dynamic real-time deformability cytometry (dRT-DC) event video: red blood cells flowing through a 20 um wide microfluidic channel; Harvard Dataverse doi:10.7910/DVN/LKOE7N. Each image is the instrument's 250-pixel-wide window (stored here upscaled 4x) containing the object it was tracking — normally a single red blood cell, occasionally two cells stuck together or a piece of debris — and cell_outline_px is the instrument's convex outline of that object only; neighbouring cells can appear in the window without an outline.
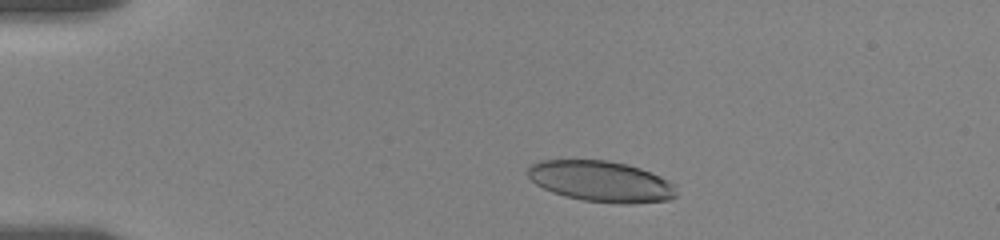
{"species": "human", "species_latin": "Homo sapiens", "temperature_condition": "room temperature", "stored_images_in_passage": 41, "camera_frame_rate_fps": 3000, "um_per_image_px": 0.085, "donor": {"sex": "female"}, "frame": {"image": 1, "passage_image": 6, "time_ms": 2.0, "image_size_px": [1000, 240], "cell_outline_px": [[676, 196], [668, 200], [632, 204], [620, 204], [584, 200], [564, 196], [552, 192], [536, 184], [528, 176], [528, 164], [540, 160], [608, 160], [628, 164], [640, 168], [660, 176], [676, 184]], "centroid_in_image_um": [51.1, 15.41], "position_along_channel_um": 33.9, "area_um2": 35.66}}
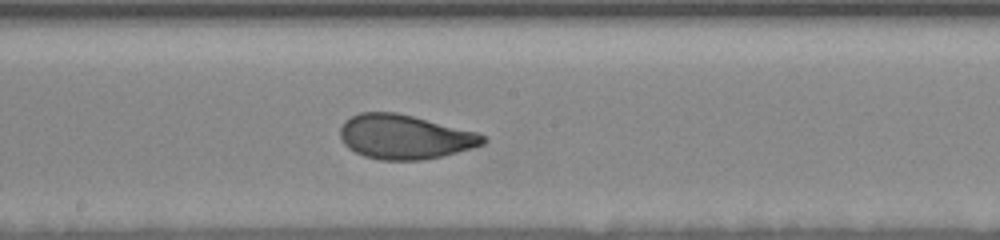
{"frame": {"image": 2, "passage_image": 23, "time_ms": 8.667, "image_size_px": [1000, 240], "cell_outline_px": [[488, 140], [484, 144], [472, 148], [444, 156], [424, 160], [380, 160], [364, 156], [348, 148], [344, 144], [340, 136], [340, 128], [344, 120], [360, 112], [396, 112], [476, 132], [484, 136]], "centroid_in_image_um": [34.38, 11.64], "position_along_channel_um": 213.8, "area_um2": 36.93}}
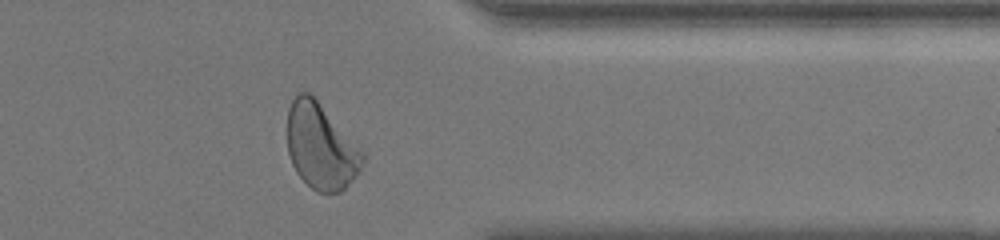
{"frame": {"image": 3, "passage_image": 37, "time_ms": 13.667, "image_size_px": [1000, 240], "cell_outline_px": [[364, 160], [356, 176], [340, 192], [316, 192], [296, 172], [292, 164], [288, 152], [288, 108], [292, 100], [300, 92], [308, 92], [316, 100], [364, 152]], "centroid_in_image_um": [27.26, 12.47], "position_along_channel_um": 384.1, "area_um2": 36.88}, "authors_computed_cell_mechanics": {"area_um2": 36.8186, "velocity_mm_per_s": 3.5322, "shape_relaxation_time_tau1_ms": 5.311, "shape_relaxation_time_tau2_ms": 0.8065, "deformation_change_tau1": 0.18, "deformation_change_tau2": 0.0678}}